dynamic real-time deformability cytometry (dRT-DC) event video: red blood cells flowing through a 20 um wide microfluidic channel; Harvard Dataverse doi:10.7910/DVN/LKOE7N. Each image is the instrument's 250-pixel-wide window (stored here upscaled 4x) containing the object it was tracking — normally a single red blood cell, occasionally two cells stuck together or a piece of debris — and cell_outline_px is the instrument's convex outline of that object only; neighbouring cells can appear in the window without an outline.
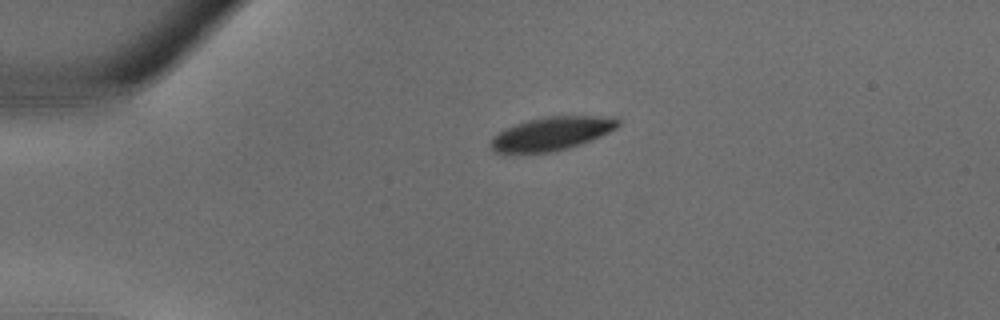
{"species": "common noctule bat (a hibernating species)", "species_latin": "Nyctalus noctula", "temperature_condition": "warm", "stored_images_in_passage": 29, "camera_frame_rate_fps": 3000, "um_per_image_px": 0.085, "animal": {"sex": "male", "body_mass_g": 18.8}, "frame": {"image": 1, "passage_image": 1, "time_ms": 0.0, "image_size_px": [1000, 320], "cell_outline_px": [[620, 124], [616, 128], [592, 140], [568, 148], [552, 152], [496, 152], [492, 148], [492, 136], [516, 124], [528, 120], [548, 116], [616, 116], [620, 120]], "centroid_in_image_um": [46.97, 11.34], "position_along_channel_um": 38.0, "area_um2": 24.45}}
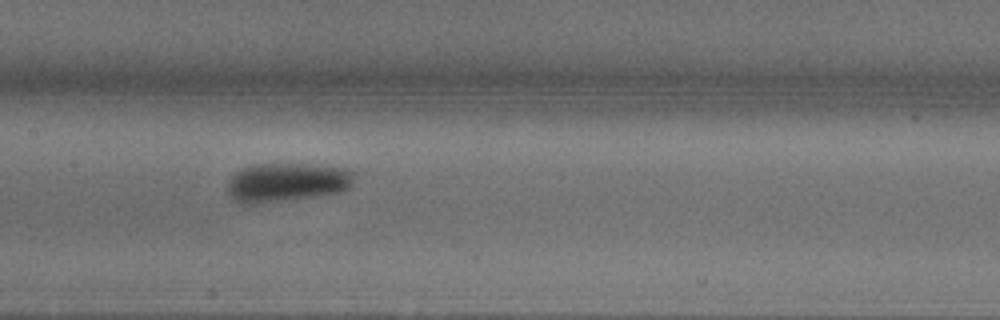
{"frame": {"image": 2, "passage_image": 11, "time_ms": 3.333, "image_size_px": [1000, 320], "cell_outline_px": [[352, 184], [348, 188], [336, 192], [316, 196], [256, 204], [240, 204], [228, 192], [228, 180], [240, 168], [256, 164], [308, 164], [348, 168], [352, 172]], "centroid_in_image_um": [24.34, 15.49], "position_along_channel_um": 183.1, "area_um2": 28.55}}
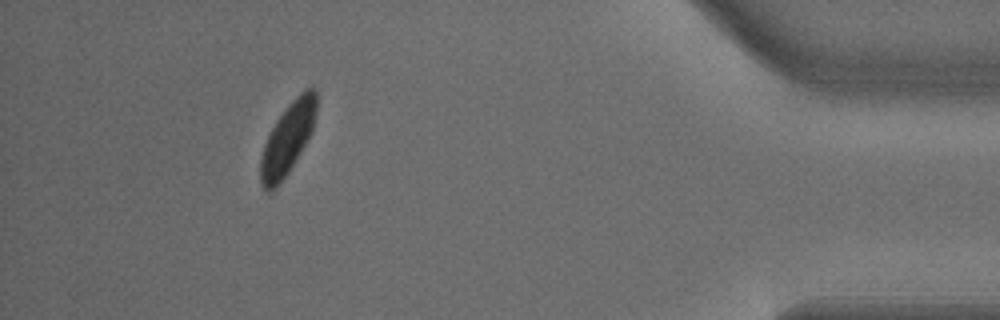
{"frame": {"image": 3, "passage_image": 26, "time_ms": 8.333, "image_size_px": [1000, 320], "cell_outline_px": [[316, 112], [312, 132], [288, 172], [268, 192], [260, 184], [260, 156], [264, 144], [276, 120], [288, 104], [304, 88], [312, 84], [316, 88]], "centroid_in_image_um": [24.46, 11.7], "position_along_channel_um": 410.7, "area_um2": 23.0}}